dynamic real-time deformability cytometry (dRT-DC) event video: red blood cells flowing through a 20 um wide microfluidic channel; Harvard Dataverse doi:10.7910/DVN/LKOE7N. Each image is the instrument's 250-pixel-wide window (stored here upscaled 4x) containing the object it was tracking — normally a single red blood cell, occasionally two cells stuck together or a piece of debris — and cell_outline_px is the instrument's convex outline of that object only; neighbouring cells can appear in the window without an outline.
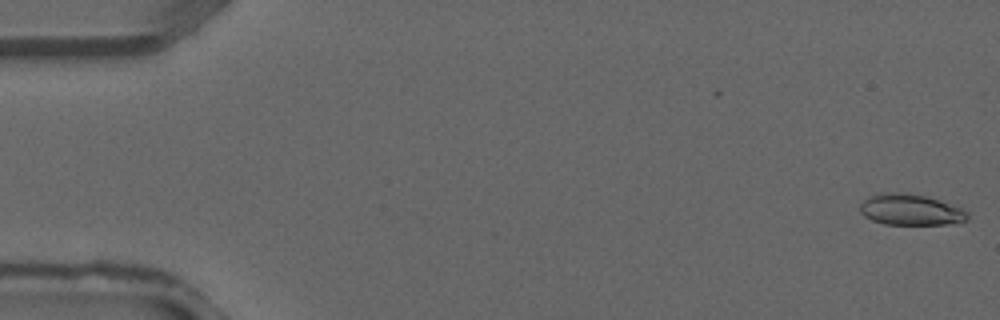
{"species": "common noctule bat (a hibernating species)", "species_latin": "Nyctalus noctula", "temperature_condition": "warm", "stored_images_in_passage": 11, "camera_frame_rate_fps": 3000, "um_per_image_px": 0.085, "animal": {"sex": "male", "forearm_length_mm": 52.5}, "frame": {"image": 1, "passage_image": 1, "time_ms": 0.0, "image_size_px": [1000, 320], "cell_outline_px": [[968, 220], [948, 224], [884, 224], [872, 220], [864, 216], [860, 212], [860, 204], [868, 196], [880, 192], [908, 192], [940, 200], [960, 208], [968, 212]], "centroid_in_image_um": [77.36, 17.81], "position_along_channel_um": 7.6, "area_um2": 19.54}}